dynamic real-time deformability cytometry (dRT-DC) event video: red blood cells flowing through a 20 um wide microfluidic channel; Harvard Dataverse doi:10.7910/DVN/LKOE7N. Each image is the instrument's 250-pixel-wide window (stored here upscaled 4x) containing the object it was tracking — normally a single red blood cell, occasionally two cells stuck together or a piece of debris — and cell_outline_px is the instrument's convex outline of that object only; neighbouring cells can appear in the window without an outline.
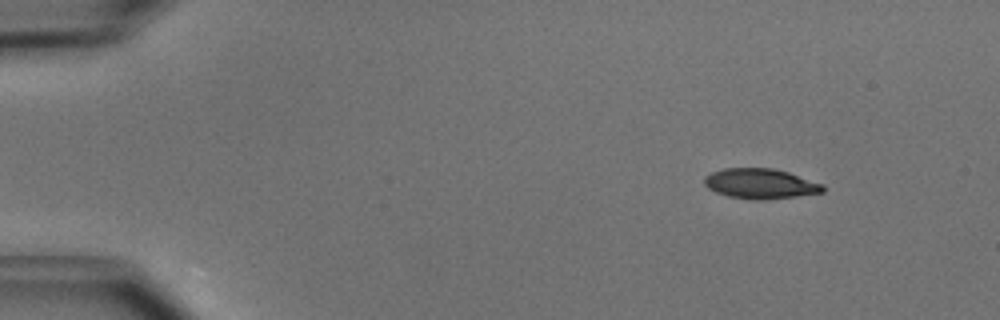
{"species": "common noctule bat (a hibernating species)", "species_latin": "Nyctalus noctula", "temperature_condition": "cold", "stored_images_in_passage": 47, "camera_frame_rate_fps": 3000, "um_per_image_px": 0.085, "animal": {"sex": "male", "body_mass_g": 15.6}, "frame": {"image": 1, "passage_image": 3, "time_ms": 0.667, "image_size_px": [1000, 320], "cell_outline_px": [[824, 192], [796, 196], [764, 200], [752, 200], [728, 196], [716, 192], [708, 188], [704, 184], [704, 176], [712, 172], [724, 168], [772, 168], [788, 172], [824, 184]], "centroid_in_image_um": [64.63, 15.61], "position_along_channel_um": 20.4, "area_um2": 20.87}}
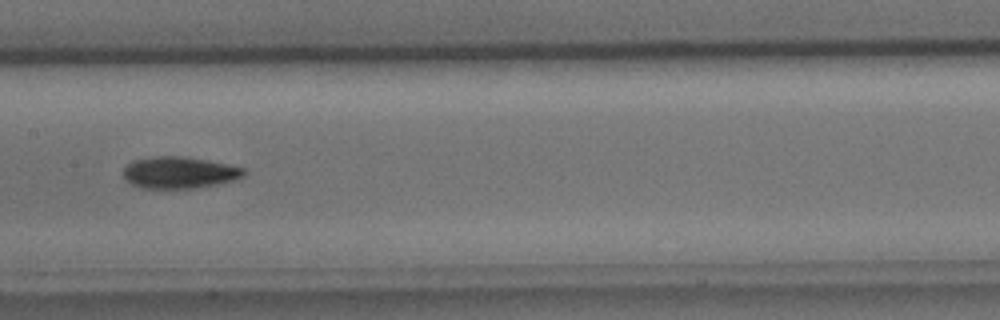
{"frame": {"image": 2, "passage_image": 23, "time_ms": 7.333, "image_size_px": [1000, 320], "cell_outline_px": [[248, 172], [244, 176], [236, 180], [196, 188], [140, 188], [132, 184], [124, 176], [124, 168], [132, 160], [156, 156], [184, 156], [208, 160], [244, 168]], "centroid_in_image_um": [15.27, 14.66], "position_along_channel_um": 192.1, "area_um2": 22.31}}
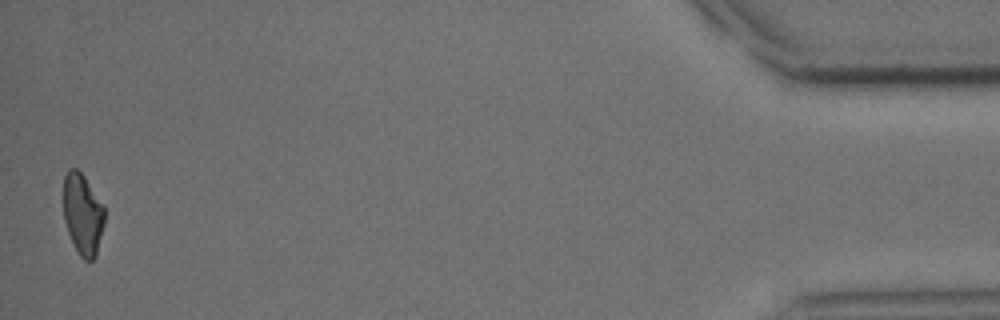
{"frame": {"image": 3, "passage_image": 47, "time_ms": 15.333, "image_size_px": [1000, 320], "cell_outline_px": [[104, 224], [96, 256], [92, 260], [84, 260], [76, 252], [72, 244], [64, 220], [64, 176], [68, 168], [76, 168], [84, 176], [104, 208]], "centroid_in_image_um": [7.02, 18.24], "position_along_channel_um": 428.2, "area_um2": 19.36}, "authors_computed_cell_mechanics": {"area_um2": 21.1548, "velocity_mm_per_s": 3.9918, "shape_relaxation_time_tau1_ms": 3.6105, "shape_relaxation_time_tau2_ms": 10.1996, "deformation_change_tau1": 0.1367, "deformation_change_tau2": 0.1823}}